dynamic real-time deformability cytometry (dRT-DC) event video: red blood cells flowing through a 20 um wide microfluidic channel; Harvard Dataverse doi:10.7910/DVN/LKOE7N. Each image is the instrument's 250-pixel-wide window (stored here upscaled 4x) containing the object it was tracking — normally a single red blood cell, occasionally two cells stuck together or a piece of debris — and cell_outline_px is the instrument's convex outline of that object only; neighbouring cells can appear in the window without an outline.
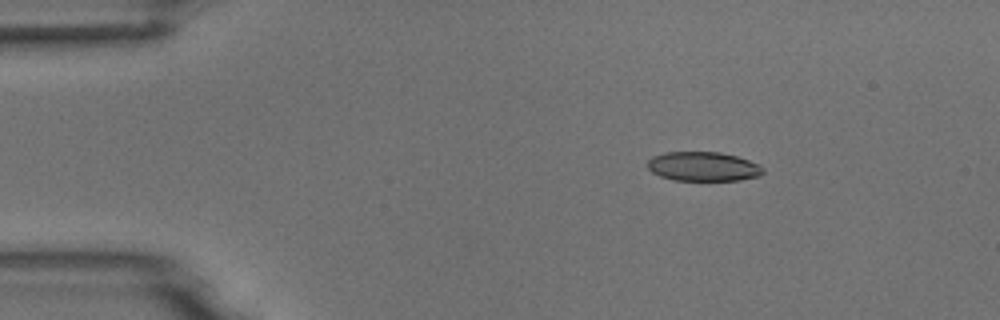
{"species": "common noctule bat (a hibernating species)", "species_latin": "Nyctalus noctula", "temperature_condition": "room temperature", "stored_images_in_passage": 5, "camera_frame_rate_fps": 3000, "um_per_image_px": 0.085, "animal": {"sex": "male", "body_mass_g": 18.8}, "frame": {"image": 1, "passage_image": 3, "time_ms": 2.333, "image_size_px": [1000, 320], "cell_outline_px": [[764, 172], [760, 176], [740, 180], [672, 180], [660, 176], [652, 172], [648, 168], [648, 160], [652, 156], [664, 152], [720, 152], [736, 156], [760, 164], [764, 168]], "centroid_in_image_um": [59.78, 14.15], "position_along_channel_um": 25.2, "area_um2": 19.83}}